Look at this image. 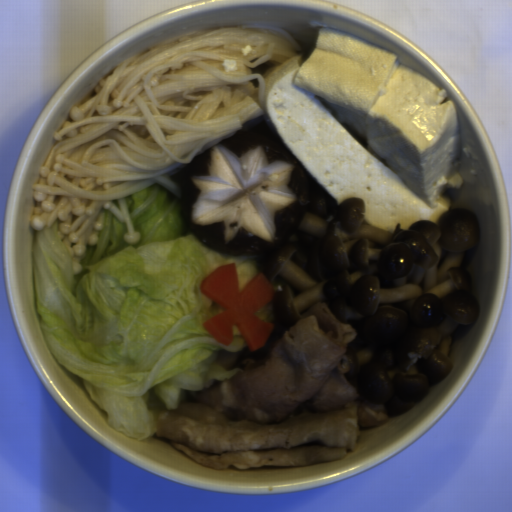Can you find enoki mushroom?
Returning a JSON list of instances; mask_svg holds the SVG:
<instances>
[{"label":"enoki mushroom","mask_w":512,"mask_h":512,"mask_svg":"<svg viewBox=\"0 0 512 512\" xmlns=\"http://www.w3.org/2000/svg\"><path fill=\"white\" fill-rule=\"evenodd\" d=\"M302 53L286 29L243 24L122 59L55 130L32 187V227L59 218L58 238L77 274L108 210L124 223L123 241L139 244L127 195L158 183L181 198L172 176L244 120L268 113L270 88L299 67Z\"/></svg>","instance_id":"1"}]
</instances>
